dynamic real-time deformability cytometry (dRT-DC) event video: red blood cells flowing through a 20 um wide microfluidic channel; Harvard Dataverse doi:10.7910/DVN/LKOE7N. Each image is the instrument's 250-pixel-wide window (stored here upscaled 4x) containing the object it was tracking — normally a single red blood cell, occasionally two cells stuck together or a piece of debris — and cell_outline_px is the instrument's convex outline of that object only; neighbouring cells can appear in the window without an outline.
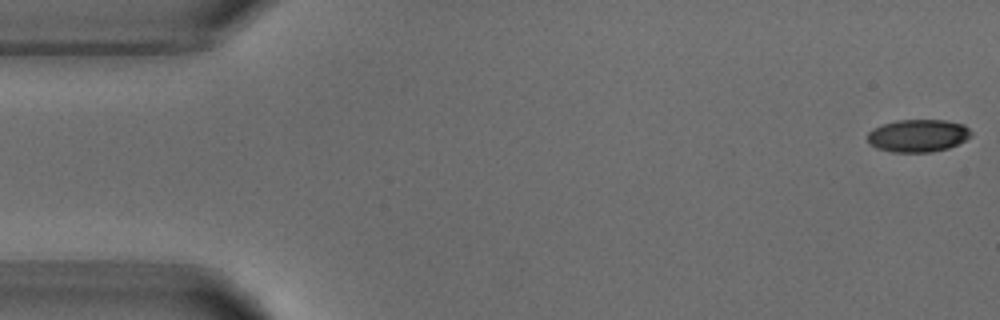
{"species": "common noctule bat (a hibernating species)", "species_latin": "Nyctalus noctula", "temperature_condition": "warm", "stored_images_in_passage": 52, "camera_frame_rate_fps": 3000, "um_per_image_px": 0.085, "animal": {"sex": "male", "body_mass_g": 18.8}, "frame": {"image": 1, "passage_image": 1, "time_ms": 0.0, "image_size_px": [1000, 320], "cell_outline_px": [[972, 136], [948, 148], [932, 152], [892, 152], [876, 148], [868, 144], [868, 132], [872, 128], [896, 120], [944, 120], [964, 124], [972, 132]], "centroid_in_image_um": [78.01, 11.53], "position_along_channel_um": 7.0, "area_um2": 19.77}}
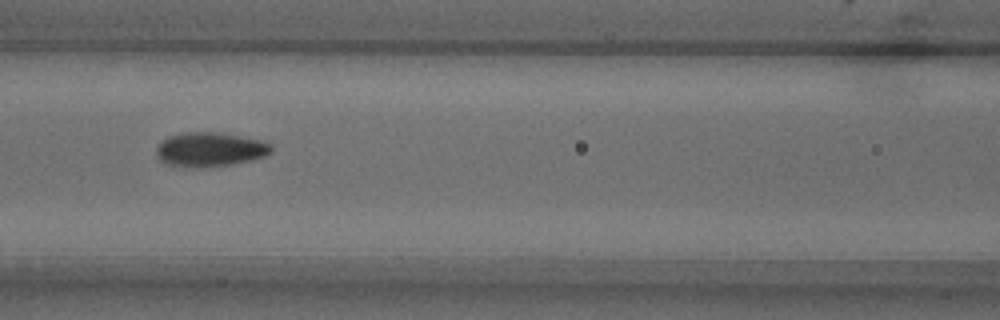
{"frame": {"image": 2, "passage_image": 22, "time_ms": 7.0, "image_size_px": [1000, 320], "cell_outline_px": [[272, 152], [264, 156], [252, 160], [232, 164], [196, 168], [168, 164], [160, 160], [156, 156], [156, 148], [160, 140], [168, 136], [180, 132], [220, 132], [264, 140], [272, 144]], "centroid_in_image_um": [17.85, 12.68], "position_along_channel_um": 148.8, "area_um2": 23.35}}
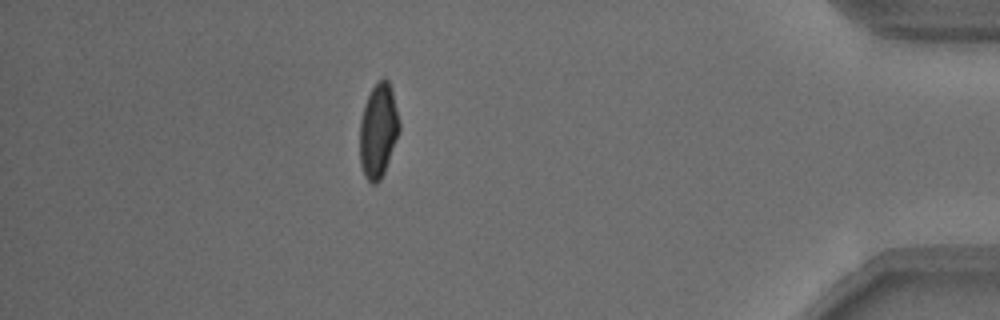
{"frame": {"image": 3, "passage_image": 46, "time_ms": 15.0, "image_size_px": [1000, 320], "cell_outline_px": [[400, 132], [384, 172], [380, 180], [376, 184], [372, 184], [364, 176], [360, 164], [360, 120], [364, 104], [376, 80], [384, 76], [388, 80], [392, 88], [400, 124]], "centroid_in_image_um": [32.16, 11.07], "position_along_channel_um": 403.0, "area_um2": 22.02}, "authors_computed_cell_mechanics": {"area_um2": 21.7906, "velocity_mm_per_s": 3.8031, "shape_relaxation_time_tau1_ms": 3.1352, "shape_relaxation_time_tau2_ms": 1.1662, "deformation_change_tau1": 0.1467, "deformation_change_tau2": 0.0618}}